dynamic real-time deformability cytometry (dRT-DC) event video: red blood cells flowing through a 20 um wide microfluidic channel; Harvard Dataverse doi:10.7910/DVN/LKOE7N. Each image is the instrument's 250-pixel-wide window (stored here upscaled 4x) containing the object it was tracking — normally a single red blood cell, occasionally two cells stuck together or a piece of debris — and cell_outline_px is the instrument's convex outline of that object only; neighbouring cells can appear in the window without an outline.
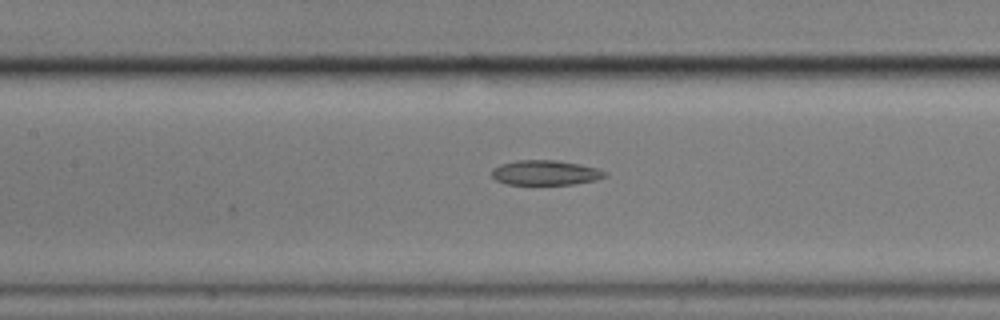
{"species": "common noctule bat (a hibernating species)", "species_latin": "Nyctalus noctula", "temperature_condition": "cold", "stored_images_in_passage": 14, "camera_frame_rate_fps": 3000, "um_per_image_px": 0.085, "animal": {"sex": "male", "body_mass_g": 17.9}, "frame": {"image": 1, "passage_image": 10, "time_ms": 3.0, "image_size_px": [1000, 320], "cell_outline_px": [[608, 176], [596, 180], [572, 184], [508, 184], [496, 180], [492, 176], [492, 168], [500, 164], [516, 160], [556, 160], [580, 164], [596, 168], [608, 172]], "centroid_in_image_um": [46.37, 14.67], "position_along_channel_um": 161.0, "area_um2": 16.42}}
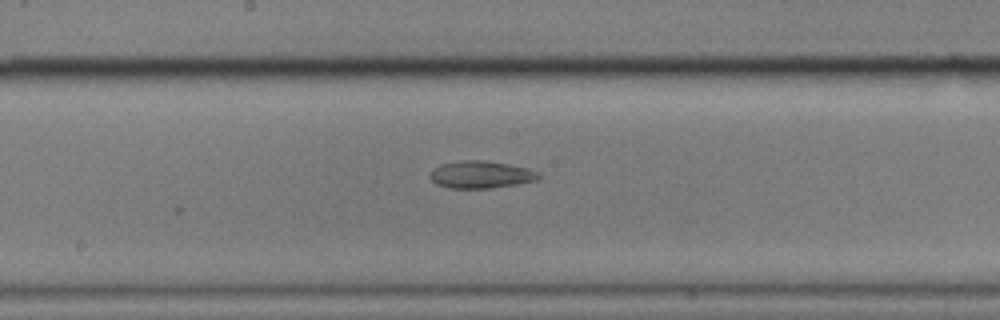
{"frame": {"image": 2, "passage_image": 14, "time_ms": 4.333, "image_size_px": [1000, 320], "cell_outline_px": [[540, 176], [536, 180], [516, 184], [492, 188], [448, 188], [436, 184], [428, 176], [432, 168], [440, 164], [460, 160], [484, 160], [508, 164], [528, 168], [540, 172]], "centroid_in_image_um": [40.83, 14.83], "position_along_channel_um": 207.4, "area_um2": 17.46}}